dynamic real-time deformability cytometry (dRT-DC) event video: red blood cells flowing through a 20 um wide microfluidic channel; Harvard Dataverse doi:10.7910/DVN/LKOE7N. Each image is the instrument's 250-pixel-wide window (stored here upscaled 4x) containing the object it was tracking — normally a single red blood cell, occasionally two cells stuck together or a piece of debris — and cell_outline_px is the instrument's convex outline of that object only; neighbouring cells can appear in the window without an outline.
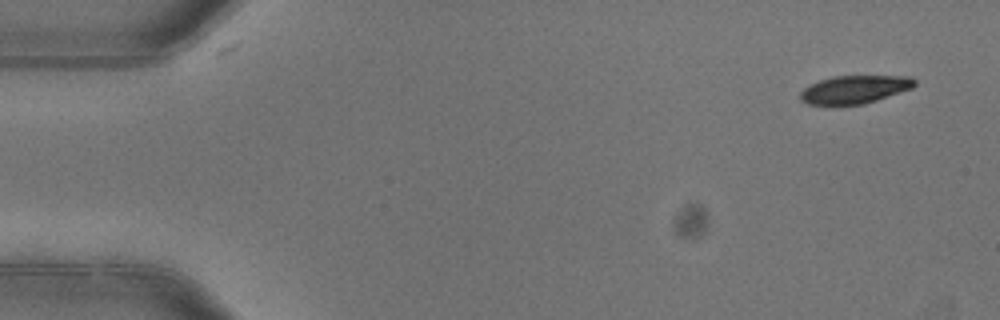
{"species": "common noctule bat (a hibernating species)", "species_latin": "Nyctalus noctula", "temperature_condition": "warm", "stored_images_in_passage": 6, "camera_frame_rate_fps": 3000, "um_per_image_px": 0.085, "animal": {"sex": "female"}, "frame": {"image": 1, "passage_image": 1, "time_ms": 0.0, "image_size_px": [1000, 320], "cell_outline_px": [[916, 84], [912, 88], [864, 104], [808, 104], [800, 100], [800, 92], [804, 88], [820, 80], [832, 76], [912, 76], [916, 80]], "centroid_in_image_um": [72.66, 7.59], "position_along_channel_um": 12.3, "area_um2": 18.5}}
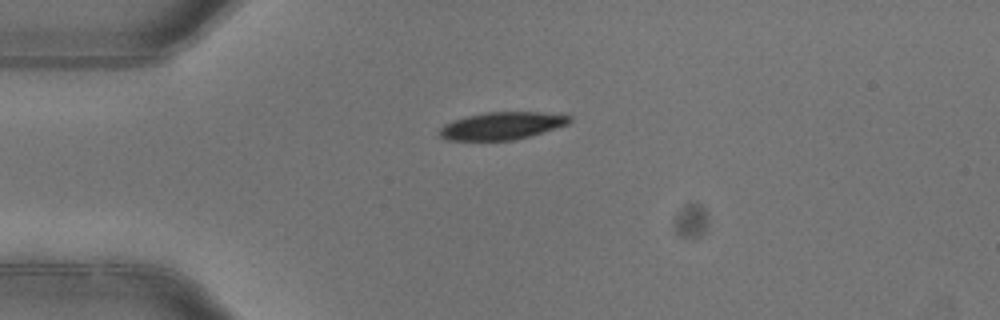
{"frame": {"image": 2, "passage_image": 4, "time_ms": 1.0, "image_size_px": [1000, 320], "cell_outline_px": [[572, 120], [568, 124], [528, 136], [512, 140], [444, 140], [440, 136], [440, 128], [444, 124], [452, 120], [468, 116], [488, 112], [536, 112], [572, 116]], "centroid_in_image_um": [42.62, 10.69], "position_along_channel_um": 42.4, "area_um2": 20.52}}